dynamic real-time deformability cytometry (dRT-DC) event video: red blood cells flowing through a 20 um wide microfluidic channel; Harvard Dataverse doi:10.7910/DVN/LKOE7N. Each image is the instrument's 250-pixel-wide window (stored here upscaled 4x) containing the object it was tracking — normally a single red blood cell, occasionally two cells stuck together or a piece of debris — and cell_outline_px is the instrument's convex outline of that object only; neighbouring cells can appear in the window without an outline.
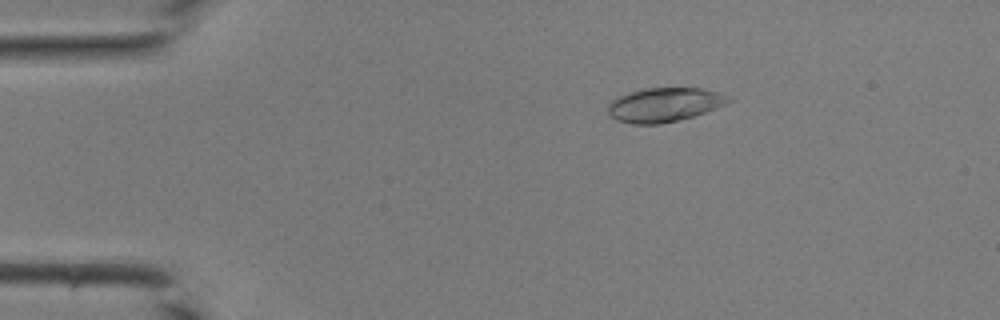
{"species": "common noctule bat (a hibernating species)", "species_latin": "Nyctalus noctula", "temperature_condition": "room temperature", "stored_images_in_passage": 43, "camera_frame_rate_fps": 3000, "um_per_image_px": 0.085, "animal": {"sex": "male", "body_mass_g": 19.0, "forearm_length_mm": 50.8}, "frame": {"image": 1, "passage_image": 8, "time_ms": 2.333, "image_size_px": [1000, 320], "cell_outline_px": [[736, 100], [716, 108], [692, 116], [660, 124], [632, 124], [616, 120], [608, 116], [608, 104], [616, 96], [628, 92], [648, 88], [700, 88], [732, 96]], "centroid_in_image_um": [56.46, 8.9], "position_along_channel_um": 28.5, "area_um2": 24.1}}
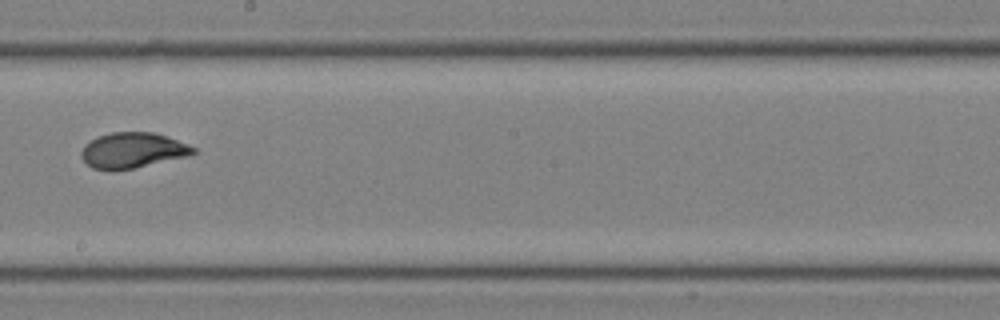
{"frame": {"image": 2, "passage_image": 25, "time_ms": 8.0, "image_size_px": [1000, 320], "cell_outline_px": [[196, 152], [188, 156], [132, 168], [92, 168], [80, 156], [80, 152], [84, 144], [100, 136], [112, 132], [152, 132], [188, 144], [196, 148]], "centroid_in_image_um": [11.28, 12.75], "position_along_channel_um": 236.9, "area_um2": 22.48}}
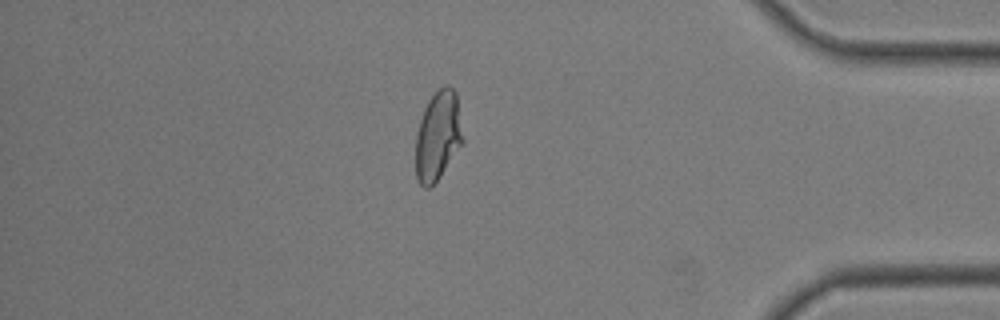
{"frame": {"image": 3, "passage_image": 37, "time_ms": 12.0, "image_size_px": [1000, 320], "cell_outline_px": [[464, 144], [440, 176], [428, 188], [424, 188], [416, 180], [416, 136], [420, 120], [424, 108], [428, 100], [440, 88], [448, 84], [456, 92], [464, 140]], "centroid_in_image_um": [37.24, 11.56], "position_along_channel_um": 398.0, "area_um2": 24.68}}